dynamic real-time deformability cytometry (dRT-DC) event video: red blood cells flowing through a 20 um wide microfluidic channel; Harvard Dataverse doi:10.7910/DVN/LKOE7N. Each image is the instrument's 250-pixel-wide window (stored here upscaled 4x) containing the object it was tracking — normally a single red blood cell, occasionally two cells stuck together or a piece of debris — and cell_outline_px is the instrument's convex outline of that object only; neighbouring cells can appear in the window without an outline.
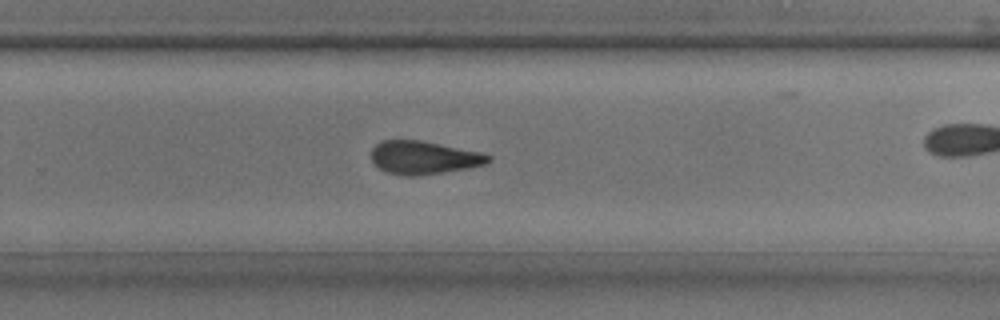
{"species": "common noctule bat (a hibernating species)", "species_latin": "Nyctalus noctula", "temperature_condition": "room temperature", "stored_images_in_passage": 27, "camera_frame_rate_fps": 3000, "um_per_image_px": 0.085, "animal": {"sex": "male", "body_mass_g": 17.9, "forearm_length_mm": 54.2}, "frame": {"image": 1, "passage_image": 22, "time_ms": 7.0, "image_size_px": [1000, 320], "cell_outline_px": [[492, 160], [488, 164], [468, 168], [444, 172], [416, 176], [408, 176], [388, 172], [380, 168], [372, 160], [372, 148], [380, 140], [420, 140], [480, 152], [492, 156]], "centroid_in_image_um": [36.05, 13.39], "position_along_channel_um": 293.7, "area_um2": 22.54}}